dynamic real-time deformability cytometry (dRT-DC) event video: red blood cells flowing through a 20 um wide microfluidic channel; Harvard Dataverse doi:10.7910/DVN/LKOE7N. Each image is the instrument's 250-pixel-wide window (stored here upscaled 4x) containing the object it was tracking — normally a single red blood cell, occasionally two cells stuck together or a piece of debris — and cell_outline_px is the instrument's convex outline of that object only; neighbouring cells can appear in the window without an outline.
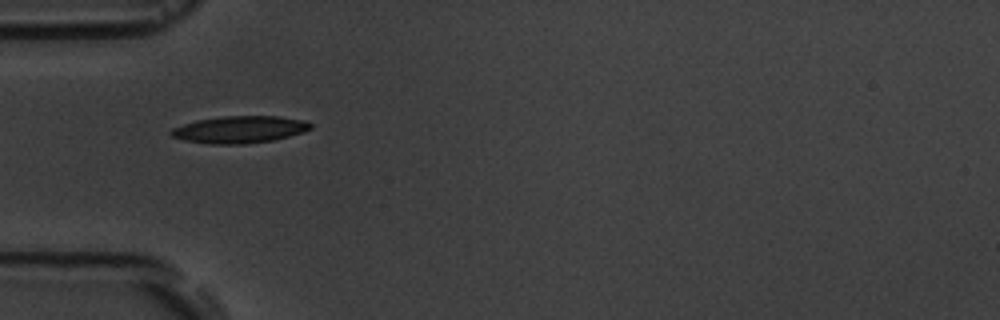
{"species": "common noctule bat (a hibernating species)", "species_latin": "Nyctalus noctula", "temperature_condition": "room temperature", "stored_images_in_passage": 9, "camera_frame_rate_fps": 3000, "um_per_image_px": 0.085, "animal": {"sex": "male", "body_mass_g": 19.5, "forearm_length_mm": 54.6}, "frame": {"image": 1, "passage_image": 6, "time_ms": 5.667, "image_size_px": [1000, 320], "cell_outline_px": [[312, 128], [304, 132], [272, 140], [248, 144], [212, 144], [184, 140], [172, 136], [168, 132], [172, 128], [196, 120], [224, 116], [280, 116], [304, 120], [312, 124]], "centroid_in_image_um": [20.38, 11.0], "position_along_channel_um": 64.6, "area_um2": 22.02}}
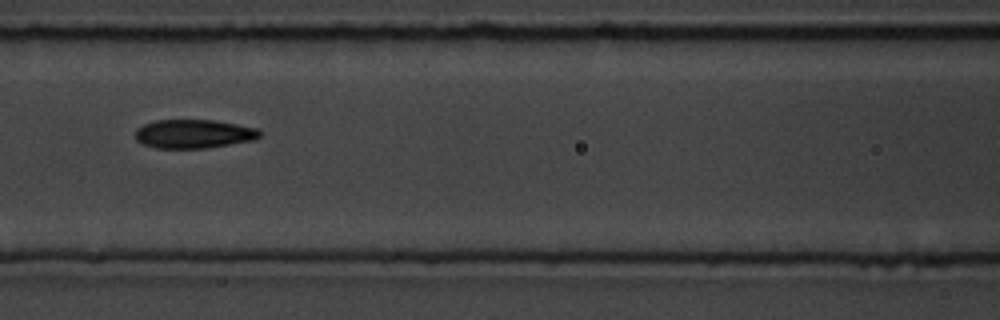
{"frame": {"image": 2, "passage_image": 8, "time_ms": 8.0, "image_size_px": [1000, 320], "cell_outline_px": [[260, 136], [256, 140], [204, 148], [156, 148], [144, 144], [136, 140], [136, 128], [144, 124], [156, 120], [212, 120], [236, 124], [256, 128], [260, 132]], "centroid_in_image_um": [16.46, 11.38], "position_along_channel_um": 150.1, "area_um2": 20.75}}
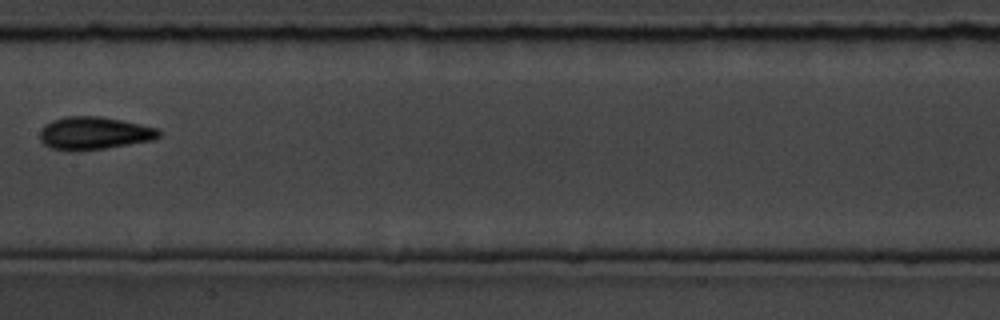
{"frame": {"image": 3, "passage_image": 9, "time_ms": 9.333, "image_size_px": [1000, 320], "cell_outline_px": [[160, 136], [152, 140], [104, 148], [72, 152], [64, 152], [52, 148], [44, 144], [40, 140], [40, 128], [44, 124], [52, 120], [64, 116], [100, 116], [160, 128]], "centroid_in_image_um": [7.94, 11.32], "position_along_channel_um": 199.5, "area_um2": 22.95}}